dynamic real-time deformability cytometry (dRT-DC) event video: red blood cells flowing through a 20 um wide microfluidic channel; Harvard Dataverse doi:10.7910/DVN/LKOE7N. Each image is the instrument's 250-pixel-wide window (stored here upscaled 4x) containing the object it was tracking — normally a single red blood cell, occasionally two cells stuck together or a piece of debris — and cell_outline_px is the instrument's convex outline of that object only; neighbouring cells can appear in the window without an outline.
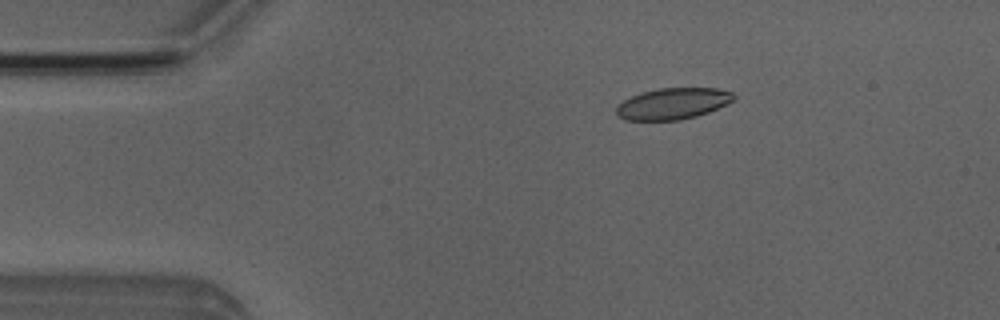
{"species": "Egyptian fruit bat (a non-hibernating species)", "species_latin": "Rousettus aegyptiacus", "temperature_condition": "room temperature", "stored_images_in_passage": 51, "camera_frame_rate_fps": 3000, "um_per_image_px": 0.085, "animal": {"sex": "male"}, "frame": {"image": 1, "passage_image": 9, "time_ms": 2.667, "image_size_px": [1000, 320], "cell_outline_px": [[736, 96], [732, 100], [708, 112], [696, 116], [680, 120], [624, 120], [616, 116], [616, 108], [624, 100], [640, 92], [660, 88], [716, 88], [732, 92]], "centroid_in_image_um": [57.15, 8.81], "position_along_channel_um": 27.9, "area_um2": 21.27}}
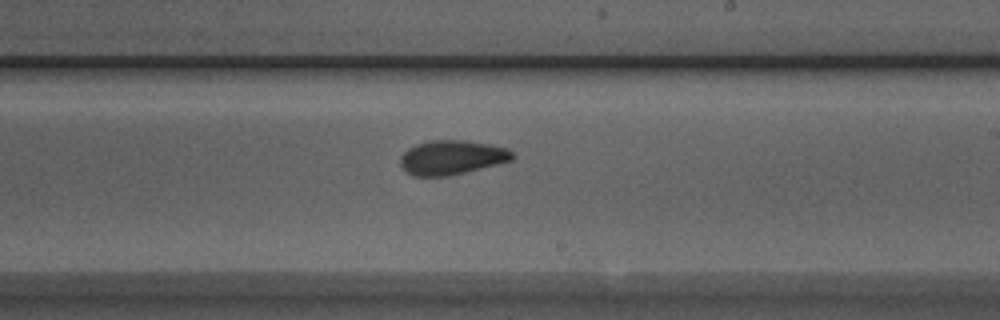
{"frame": {"image": 2, "passage_image": 30, "time_ms": 9.667, "image_size_px": [1000, 320], "cell_outline_px": [[516, 156], [512, 160], [448, 176], [412, 176], [400, 164], [400, 156], [408, 148], [416, 144], [432, 140], [464, 140], [488, 144], [508, 148]], "centroid_in_image_um": [38.39, 13.37], "position_along_channel_um": 250.6, "area_um2": 22.25}}
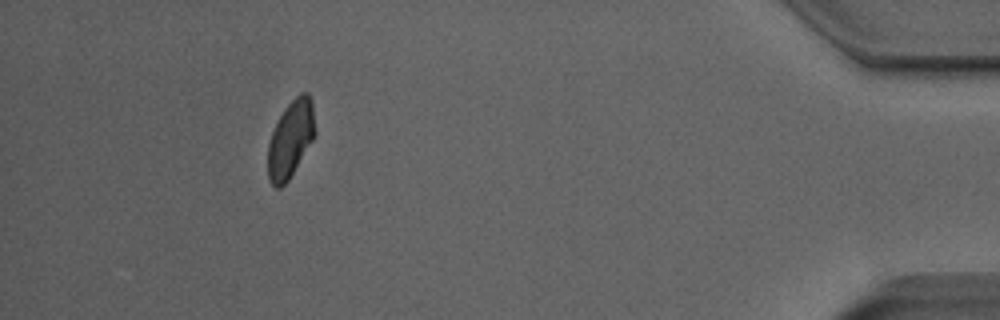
{"frame": {"image": 3, "passage_image": 47, "time_ms": 15.333, "image_size_px": [1000, 320], "cell_outline_px": [[316, 132], [312, 140], [288, 180], [280, 188], [276, 188], [272, 184], [268, 176], [268, 144], [272, 132], [284, 108], [300, 92], [308, 92], [312, 100]], "centroid_in_image_um": [24.71, 11.79], "position_along_channel_um": 410.5, "area_um2": 20.92}, "authors_computed_cell_mechanics": {"area_um2": 21.7328, "velocity_mm_per_s": 3.9708, "shape_relaxation_time_tau1_ms": 4.5102, "shape_relaxation_time_tau2_ms": 3.2649, "deformation_change_tau1": 0.1299, "deformation_change_tau2": 0.089}}